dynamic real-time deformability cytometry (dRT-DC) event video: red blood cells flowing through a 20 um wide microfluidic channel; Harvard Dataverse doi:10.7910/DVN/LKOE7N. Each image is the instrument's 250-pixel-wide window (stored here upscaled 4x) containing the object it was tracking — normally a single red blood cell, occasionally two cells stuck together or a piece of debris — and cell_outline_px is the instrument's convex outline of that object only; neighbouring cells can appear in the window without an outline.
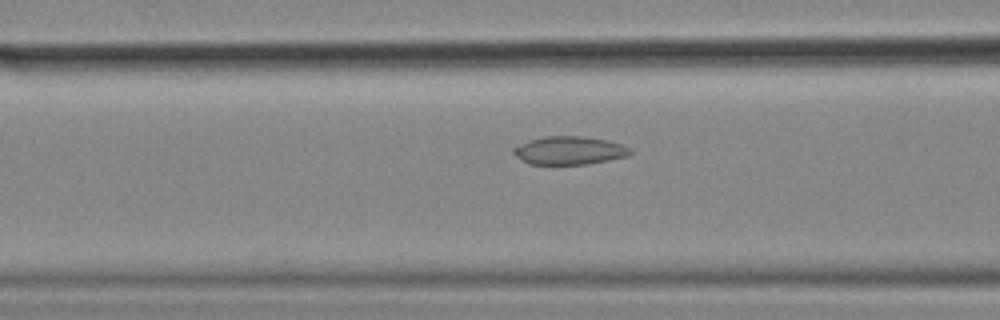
{"species": "common noctule bat (a hibernating species)", "species_latin": "Nyctalus noctula", "temperature_condition": "cold", "stored_images_in_passage": 55, "camera_frame_rate_fps": 3000, "um_per_image_px": 0.085, "animal": {"sex": "female", "body_mass_g": 18.4}, "frame": {"image": 1, "passage_image": 21, "time_ms": 6.667, "image_size_px": [1000, 320], "cell_outline_px": [[632, 152], [628, 156], [588, 164], [528, 164], [520, 160], [512, 152], [512, 148], [528, 140], [544, 136], [584, 136], [608, 140], [632, 148]], "centroid_in_image_um": [48.38, 12.79], "position_along_channel_um": 118.2, "area_um2": 19.36}}
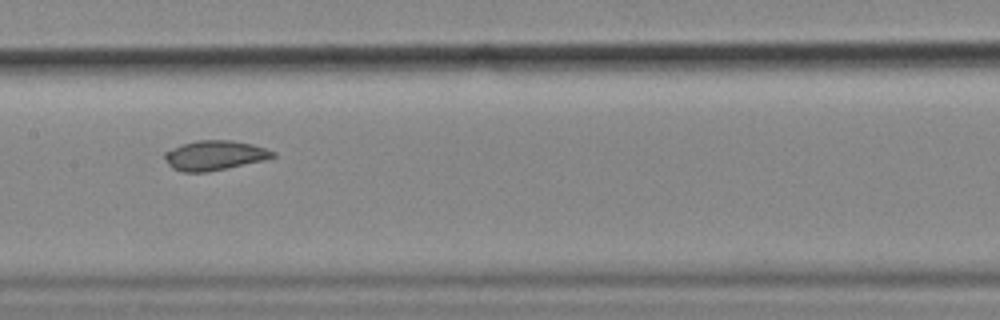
{"frame": {"image": 2, "passage_image": 27, "time_ms": 8.667, "image_size_px": [1000, 320], "cell_outline_px": [[276, 156], [264, 160], [228, 168], [208, 172], [180, 172], [172, 168], [168, 164], [164, 156], [164, 152], [180, 144], [196, 140], [232, 140], [252, 144], [276, 152]], "centroid_in_image_um": [18.22, 13.21], "position_along_channel_um": 189.2, "area_um2": 18.84}}
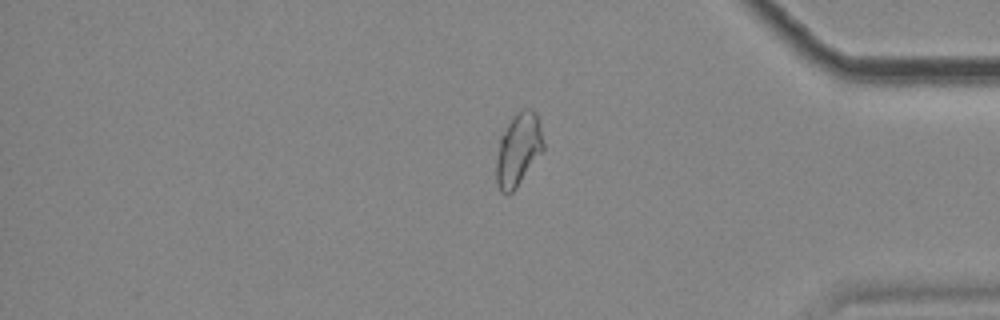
{"frame": {"image": 3, "passage_image": 46, "time_ms": 15.0, "image_size_px": [1000, 320], "cell_outline_px": [[544, 148], [516, 188], [508, 196], [500, 192], [496, 184], [496, 160], [500, 136], [512, 116], [516, 112], [524, 108], [532, 108], [536, 112], [544, 144]], "centroid_in_image_um": [44.02, 12.71], "position_along_channel_um": 391.2, "area_um2": 20.06}, "authors_computed_cell_mechanics": {"area_um2": 20.0566, "velocity_mm_per_s": 3.5536, "shape_relaxation_time_tau1_ms": null, "shape_relaxation_time_tau2_ms": 3.8669, "deformation_change_tau1": null, "deformation_change_tau2": 0.0764}}